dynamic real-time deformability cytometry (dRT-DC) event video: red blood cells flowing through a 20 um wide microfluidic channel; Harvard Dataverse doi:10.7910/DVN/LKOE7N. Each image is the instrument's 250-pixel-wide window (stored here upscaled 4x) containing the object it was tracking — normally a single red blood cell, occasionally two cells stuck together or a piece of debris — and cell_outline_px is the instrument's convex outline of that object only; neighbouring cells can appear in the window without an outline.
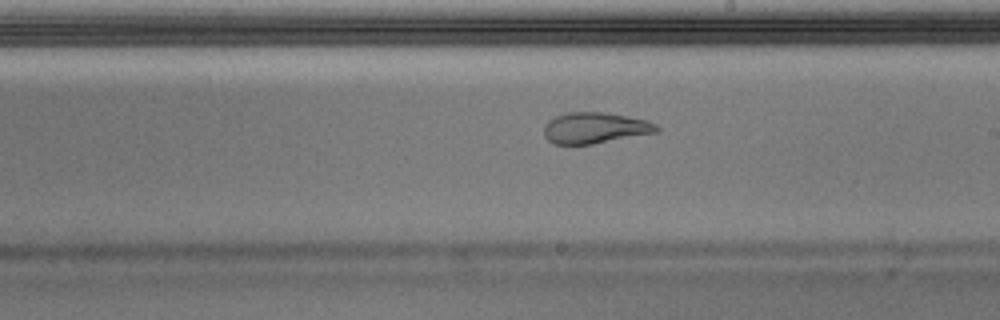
{"species": "Egyptian fruit bat (a non-hibernating species)", "species_latin": "Rousettus aegyptiacus", "temperature_condition": "warm", "stored_images_in_passage": 50, "camera_frame_rate_fps": 3000, "um_per_image_px": 0.085, "animal": {"sex": "male"}, "frame": {"image": 1, "passage_image": 29, "time_ms": 9.333, "image_size_px": [1000, 320], "cell_outline_px": [[660, 132], [592, 144], [552, 144], [544, 136], [544, 124], [548, 120], [556, 116], [568, 112], [604, 112], [648, 120], [656, 124], [660, 128]], "centroid_in_image_um": [50.58, 10.87], "position_along_channel_um": 238.4, "area_um2": 20.58}}
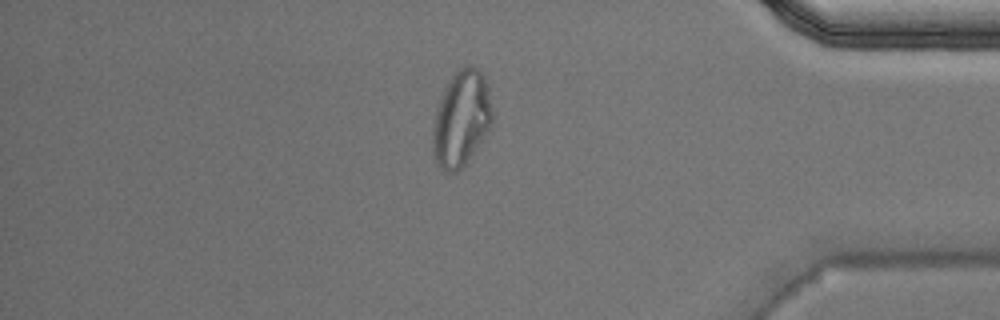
{"frame": {"image": 2, "passage_image": 43, "time_ms": 14.0, "image_size_px": [1000, 320], "cell_outline_px": [[492, 124], [468, 160], [456, 172], [444, 172], [436, 164], [432, 152], [432, 124], [444, 88], [448, 80], [456, 68], [464, 64], [472, 64], [484, 76], [488, 88], [492, 108]], "centroid_in_image_um": [39.19, 10.05], "position_along_channel_um": 396.0, "area_um2": 33.52}, "authors_computed_cell_mechanics": {"area_um2": 22.8888, "velocity_mm_per_s": 3.9754, "shape_relaxation_time_tau1_ms": null, "shape_relaxation_time_tau2_ms": 1.2641, "deformation_change_tau1": null, "deformation_change_tau2": 0.082}}